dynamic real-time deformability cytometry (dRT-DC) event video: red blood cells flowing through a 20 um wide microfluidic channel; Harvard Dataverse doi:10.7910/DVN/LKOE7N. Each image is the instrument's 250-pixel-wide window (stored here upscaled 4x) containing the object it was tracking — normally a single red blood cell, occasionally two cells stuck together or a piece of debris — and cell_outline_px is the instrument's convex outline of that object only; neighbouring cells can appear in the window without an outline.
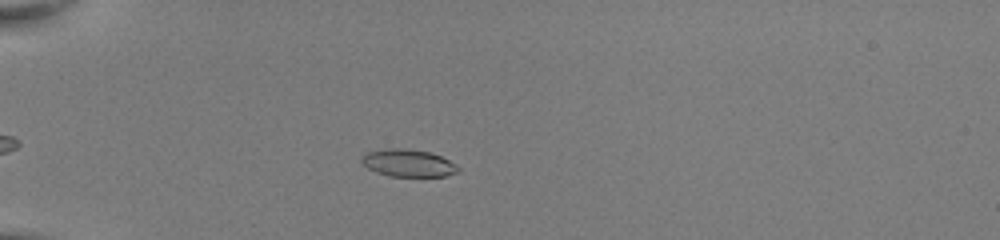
{"species": "common noctule bat (a hibernating species)", "species_latin": "Nyctalus noctula", "temperature_condition": "room temperature", "stored_images_in_passage": 52, "camera_frame_rate_fps": 3000, "um_per_image_px": 0.085, "animal": {"sex": "female", "body_mass_g": 22.0, "forearm_length_mm": 56.7}, "frame": {"image": 1, "passage_image": 17, "time_ms": 5.333, "image_size_px": [1000, 240], "cell_outline_px": [[460, 172], [444, 176], [388, 176], [376, 172], [368, 168], [360, 160], [368, 152], [388, 148], [404, 148], [428, 152], [440, 156], [456, 164], [460, 168]], "centroid_in_image_um": [34.72, 13.87], "position_along_channel_um": 50.3, "area_um2": 15.26}}
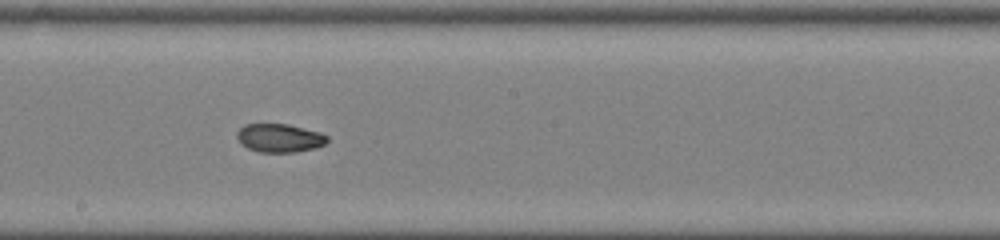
{"frame": {"image": 2, "passage_image": 32, "time_ms": 10.333, "image_size_px": [1000, 240], "cell_outline_px": [[328, 140], [324, 144], [316, 148], [296, 152], [260, 152], [248, 148], [236, 136], [236, 132], [244, 124], [288, 124], [320, 132], [328, 136]], "centroid_in_image_um": [23.78, 11.72], "position_along_channel_um": 224.4, "area_um2": 14.91}}
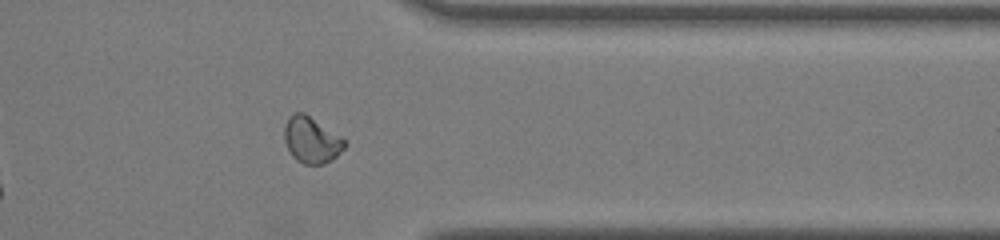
{"frame": {"image": 3, "passage_image": 44, "time_ms": 14.333, "image_size_px": [1000, 240], "cell_outline_px": [[344, 148], [332, 160], [324, 164], [304, 164], [296, 160], [292, 156], [284, 140], [284, 128], [288, 116], [292, 112], [304, 112], [340, 136], [344, 140]], "centroid_in_image_um": [26.43, 11.89], "position_along_channel_um": 385.0, "area_um2": 16.13}, "authors_computed_cell_mechanics": {"area_um2": 15.9239, "velocity_mm_per_s": 4.0687, "shape_relaxation_time_tau1_ms": 6.5015, "shape_relaxation_time_tau2_ms": 2.0964, "deformation_change_tau1": 0.1898, "deformation_change_tau2": 0.0616}}